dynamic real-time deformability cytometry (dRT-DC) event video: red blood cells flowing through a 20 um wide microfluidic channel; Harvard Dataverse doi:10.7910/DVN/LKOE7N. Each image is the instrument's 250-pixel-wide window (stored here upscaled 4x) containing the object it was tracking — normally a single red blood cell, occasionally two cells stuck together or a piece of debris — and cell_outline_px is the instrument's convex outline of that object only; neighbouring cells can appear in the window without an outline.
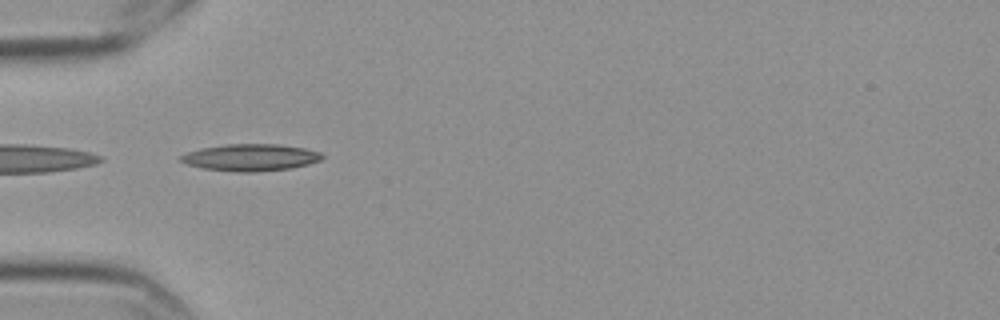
{"species": "Egyptian fruit bat (a non-hibernating species)", "species_latin": "Rousettus aegyptiacus", "temperature_condition": "cold", "stored_images_in_passage": 40, "camera_frame_rate_fps": 3000, "um_per_image_px": 0.085, "frame": {"image": 1, "passage_image": 1, "time_ms": 0.0, "image_size_px": [1000, 320], "cell_outline_px": [[324, 156], [320, 160], [308, 164], [288, 168], [252, 172], [240, 172], [204, 168], [188, 164], [180, 160], [180, 156], [188, 152], [200, 148], [224, 144], [280, 144], [304, 148], [320, 152]], "centroid_in_image_um": [21.3, 13.37], "position_along_channel_um": 63.7, "area_um2": 21.91}}
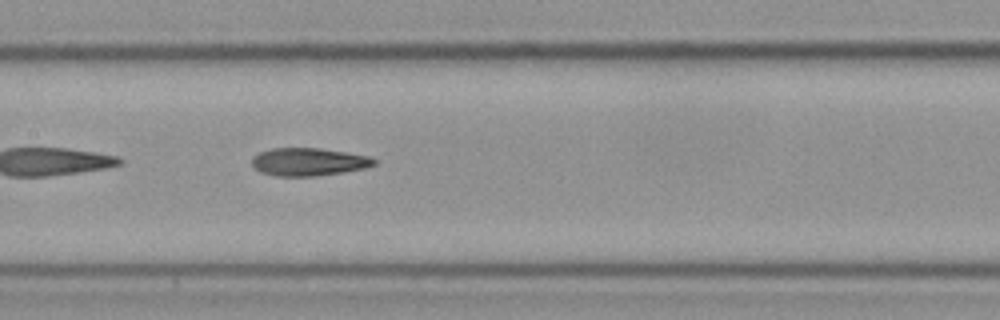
{"frame": {"image": 2, "passage_image": 11, "time_ms": 3.333, "image_size_px": [1000, 320], "cell_outline_px": [[376, 164], [364, 168], [316, 176], [276, 176], [260, 172], [252, 164], [252, 156], [260, 152], [272, 148], [320, 148], [368, 156], [376, 160]], "centroid_in_image_um": [26.19, 13.75], "position_along_channel_um": 181.2, "area_um2": 19.65}}
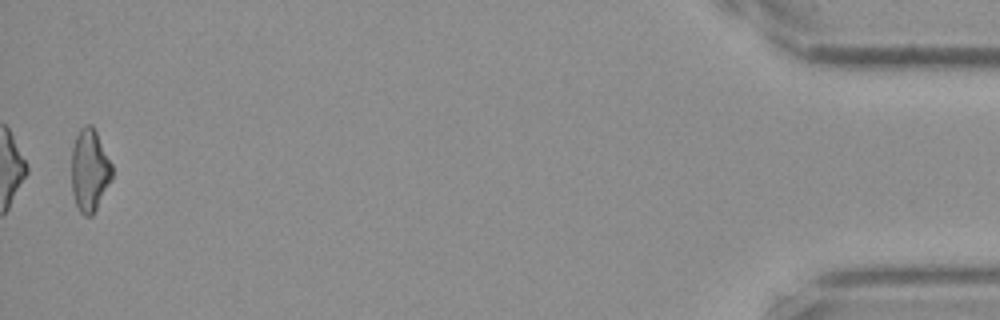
{"frame": {"image": 3, "passage_image": 39, "time_ms": 12.667, "image_size_px": [1000, 320], "cell_outline_px": [[112, 180], [92, 216], [84, 216], [80, 212], [76, 204], [72, 192], [72, 148], [76, 136], [80, 128], [84, 124], [92, 124], [112, 164]], "centroid_in_image_um": [7.62, 14.48], "position_along_channel_um": 427.6, "area_um2": 19.48}, "authors_computed_cell_mechanics": {"area_um2": 19.8543, "velocity_mm_per_s": 3.5617, "shape_relaxation_time_tau1_ms": 6.8281, "shape_relaxation_time_tau2_ms": 2.9893, "deformation_change_tau1": 0.1968, "deformation_change_tau2": 0.12}}